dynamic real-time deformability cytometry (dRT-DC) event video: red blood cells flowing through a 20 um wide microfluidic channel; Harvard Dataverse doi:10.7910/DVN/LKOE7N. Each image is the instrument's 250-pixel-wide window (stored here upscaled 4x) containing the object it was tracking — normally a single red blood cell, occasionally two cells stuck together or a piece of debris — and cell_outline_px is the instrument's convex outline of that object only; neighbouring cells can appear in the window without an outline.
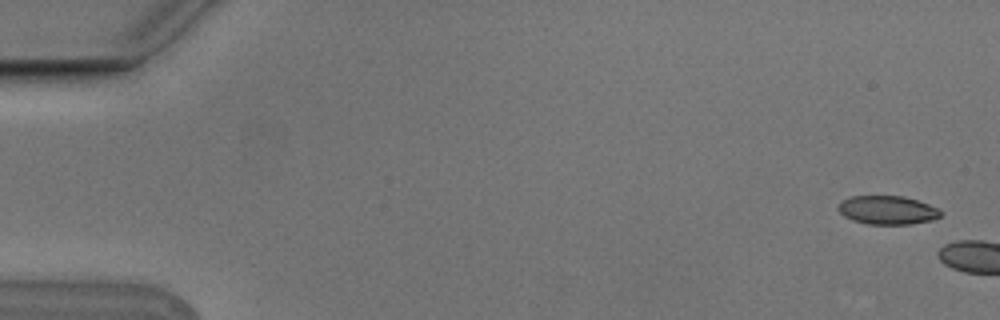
{"species": "Egyptian fruit bat (a non-hibernating species)", "species_latin": "Rousettus aegyptiacus", "temperature_condition": "cold", "stored_images_in_passage": 2, "camera_frame_rate_fps": 3000, "um_per_image_px": 0.085, "animal": {"sex": "male"}, "frame": {"image": 1, "passage_image": 1, "time_ms": 0.0, "image_size_px": [1000, 320], "cell_outline_px": [[944, 212], [940, 216], [932, 220], [912, 224], [868, 224], [852, 220], [844, 216], [836, 208], [836, 204], [852, 196], [904, 196], [940, 208]], "centroid_in_image_um": [75.44, 17.86], "position_along_channel_um": 9.6, "area_um2": 17.22}}